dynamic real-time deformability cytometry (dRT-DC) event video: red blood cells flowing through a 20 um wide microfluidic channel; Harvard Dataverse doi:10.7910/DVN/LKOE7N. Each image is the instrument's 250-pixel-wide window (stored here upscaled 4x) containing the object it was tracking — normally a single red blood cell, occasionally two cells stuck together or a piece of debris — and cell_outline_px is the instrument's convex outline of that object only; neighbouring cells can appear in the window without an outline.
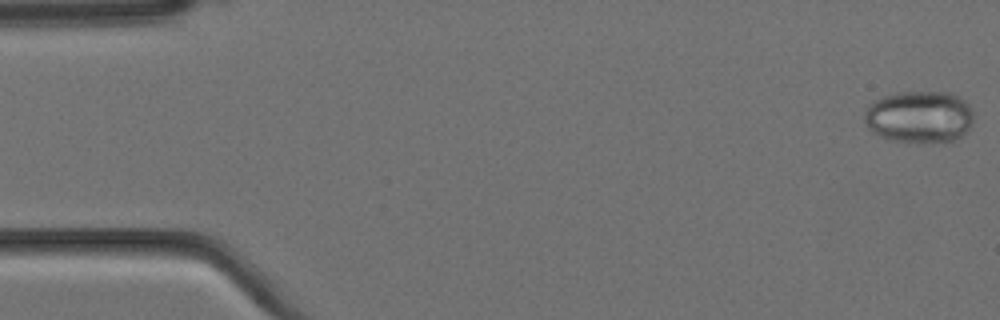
{"species": "Egyptian fruit bat (a non-hibernating species)", "species_latin": "Rousettus aegyptiacus", "temperature_condition": "cold", "stored_images_in_passage": 9, "camera_frame_rate_fps": 3000, "um_per_image_px": 0.085, "animal": {"sex": "female"}, "frame": {"image": 1, "passage_image": 1, "time_ms": 0.0, "image_size_px": [1000, 320], "cell_outline_px": [[972, 120], [968, 128], [960, 136], [952, 140], [892, 140], [880, 136], [872, 132], [868, 128], [864, 120], [864, 116], [868, 104], [884, 96], [896, 92], [952, 92], [964, 100], [968, 104], [972, 112]], "centroid_in_image_um": [78.1, 9.88], "position_along_channel_um": 6.9, "area_um2": 32.43}}
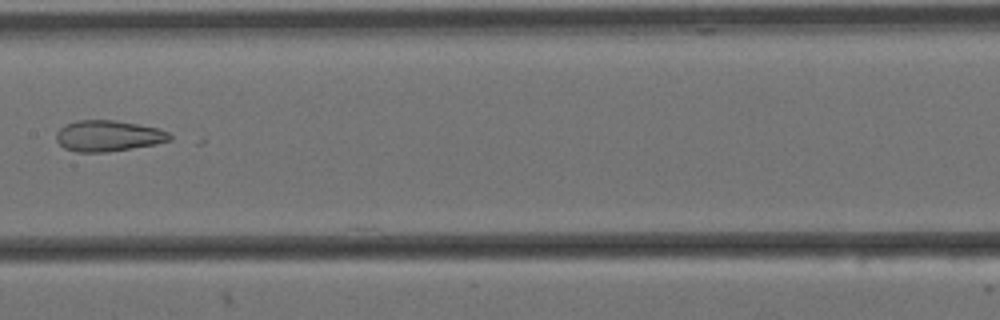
{"frame": {"image": 2, "passage_image": 9, "time_ms": 2.667, "image_size_px": [1000, 320], "cell_outline_px": [[172, 140], [156, 144], [104, 152], [76, 152], [64, 148], [56, 140], [56, 132], [60, 128], [76, 120], [116, 120], [160, 128], [168, 132], [172, 136]], "centroid_in_image_um": [9.21, 11.54], "position_along_channel_um": 198.2, "area_um2": 20.52}}